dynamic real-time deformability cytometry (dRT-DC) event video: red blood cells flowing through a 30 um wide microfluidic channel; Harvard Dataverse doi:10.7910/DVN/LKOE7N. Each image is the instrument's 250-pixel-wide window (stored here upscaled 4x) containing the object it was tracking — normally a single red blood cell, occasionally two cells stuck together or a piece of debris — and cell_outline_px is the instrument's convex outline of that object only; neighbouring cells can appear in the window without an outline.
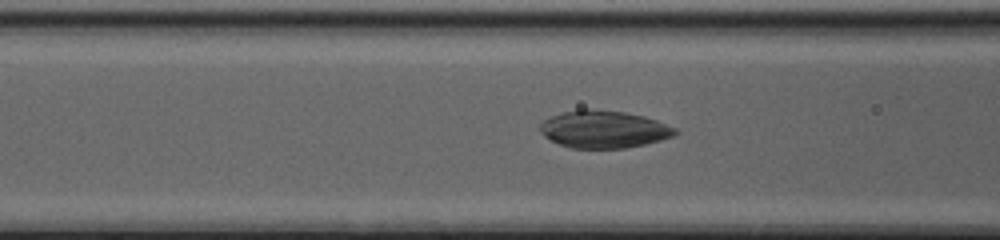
{"species": "common noctule bat (a hibernating species)", "species_latin": "Nyctalus noctula", "temperature_condition": "cold", "stored_images_in_passage": 8, "camera_frame_rate_fps": 3000, "um_per_image_px": 0.085, "animal": {"sex": "female", "body_mass_g": 20.0, "forearm_length_mm": 54.0}, "frame": {"image": 1, "passage_image": 6, "time_ms": 1.667, "image_size_px": [1000, 240], "cell_outline_px": [[680, 132], [672, 136], [660, 140], [644, 144], [624, 148], [572, 148], [560, 144], [544, 136], [540, 132], [540, 124], [544, 120], [552, 116], [564, 112], [580, 108], [588, 108], [624, 112], [644, 116], [656, 120], [676, 128]], "centroid_in_image_um": [51.32, 10.98], "position_along_channel_um": 115.3, "area_um2": 29.36}}